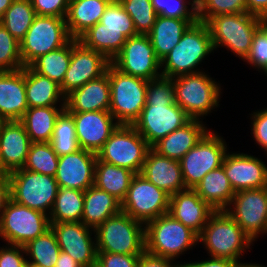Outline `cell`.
<instances>
[{
    "label": "cell",
    "instance_id": "ee69618b",
    "mask_svg": "<svg viewBox=\"0 0 267 267\" xmlns=\"http://www.w3.org/2000/svg\"><path fill=\"white\" fill-rule=\"evenodd\" d=\"M23 67L19 41L0 23V71H14Z\"/></svg>",
    "mask_w": 267,
    "mask_h": 267
},
{
    "label": "cell",
    "instance_id": "f6af8a7d",
    "mask_svg": "<svg viewBox=\"0 0 267 267\" xmlns=\"http://www.w3.org/2000/svg\"><path fill=\"white\" fill-rule=\"evenodd\" d=\"M155 12L169 18L198 19L197 0H151Z\"/></svg>",
    "mask_w": 267,
    "mask_h": 267
},
{
    "label": "cell",
    "instance_id": "e7e4bbea",
    "mask_svg": "<svg viewBox=\"0 0 267 267\" xmlns=\"http://www.w3.org/2000/svg\"><path fill=\"white\" fill-rule=\"evenodd\" d=\"M4 121L0 118V126H1V124L3 123Z\"/></svg>",
    "mask_w": 267,
    "mask_h": 267
},
{
    "label": "cell",
    "instance_id": "1f68e13d",
    "mask_svg": "<svg viewBox=\"0 0 267 267\" xmlns=\"http://www.w3.org/2000/svg\"><path fill=\"white\" fill-rule=\"evenodd\" d=\"M111 0H70L66 25L70 36L78 39L89 28L100 22Z\"/></svg>",
    "mask_w": 267,
    "mask_h": 267
},
{
    "label": "cell",
    "instance_id": "d6986e66",
    "mask_svg": "<svg viewBox=\"0 0 267 267\" xmlns=\"http://www.w3.org/2000/svg\"><path fill=\"white\" fill-rule=\"evenodd\" d=\"M61 251L68 253L83 267L96 263L95 230L83 222L50 223Z\"/></svg>",
    "mask_w": 267,
    "mask_h": 267
},
{
    "label": "cell",
    "instance_id": "9a60e30c",
    "mask_svg": "<svg viewBox=\"0 0 267 267\" xmlns=\"http://www.w3.org/2000/svg\"><path fill=\"white\" fill-rule=\"evenodd\" d=\"M225 211L255 244L267 235V186L235 192Z\"/></svg>",
    "mask_w": 267,
    "mask_h": 267
},
{
    "label": "cell",
    "instance_id": "8d00e7d4",
    "mask_svg": "<svg viewBox=\"0 0 267 267\" xmlns=\"http://www.w3.org/2000/svg\"><path fill=\"white\" fill-rule=\"evenodd\" d=\"M71 60V41L61 48L37 58L30 67L61 85Z\"/></svg>",
    "mask_w": 267,
    "mask_h": 267
},
{
    "label": "cell",
    "instance_id": "f5cc1de1",
    "mask_svg": "<svg viewBox=\"0 0 267 267\" xmlns=\"http://www.w3.org/2000/svg\"><path fill=\"white\" fill-rule=\"evenodd\" d=\"M197 260L189 262L184 260L182 267H237L240 264L237 261L226 258L206 257L205 260L203 258Z\"/></svg>",
    "mask_w": 267,
    "mask_h": 267
},
{
    "label": "cell",
    "instance_id": "4dcf8cb0",
    "mask_svg": "<svg viewBox=\"0 0 267 267\" xmlns=\"http://www.w3.org/2000/svg\"><path fill=\"white\" fill-rule=\"evenodd\" d=\"M121 212V202L95 185L84 191L82 220L86 226L96 229L105 220Z\"/></svg>",
    "mask_w": 267,
    "mask_h": 267
},
{
    "label": "cell",
    "instance_id": "6f0895ef",
    "mask_svg": "<svg viewBox=\"0 0 267 267\" xmlns=\"http://www.w3.org/2000/svg\"><path fill=\"white\" fill-rule=\"evenodd\" d=\"M14 0H0V23L5 11L11 6Z\"/></svg>",
    "mask_w": 267,
    "mask_h": 267
},
{
    "label": "cell",
    "instance_id": "9f6ffc18",
    "mask_svg": "<svg viewBox=\"0 0 267 267\" xmlns=\"http://www.w3.org/2000/svg\"><path fill=\"white\" fill-rule=\"evenodd\" d=\"M54 267H83L74 260L68 253L60 251L58 259Z\"/></svg>",
    "mask_w": 267,
    "mask_h": 267
},
{
    "label": "cell",
    "instance_id": "94428289",
    "mask_svg": "<svg viewBox=\"0 0 267 267\" xmlns=\"http://www.w3.org/2000/svg\"><path fill=\"white\" fill-rule=\"evenodd\" d=\"M21 267H31V265L28 263V262H26L23 266H21Z\"/></svg>",
    "mask_w": 267,
    "mask_h": 267
},
{
    "label": "cell",
    "instance_id": "d6a6232c",
    "mask_svg": "<svg viewBox=\"0 0 267 267\" xmlns=\"http://www.w3.org/2000/svg\"><path fill=\"white\" fill-rule=\"evenodd\" d=\"M193 190L214 211H225L235 195L222 166L207 173Z\"/></svg>",
    "mask_w": 267,
    "mask_h": 267
},
{
    "label": "cell",
    "instance_id": "ba28073f",
    "mask_svg": "<svg viewBox=\"0 0 267 267\" xmlns=\"http://www.w3.org/2000/svg\"><path fill=\"white\" fill-rule=\"evenodd\" d=\"M111 95L109 111L120 125H133L146 105L147 80L107 67Z\"/></svg>",
    "mask_w": 267,
    "mask_h": 267
},
{
    "label": "cell",
    "instance_id": "6da1fadb",
    "mask_svg": "<svg viewBox=\"0 0 267 267\" xmlns=\"http://www.w3.org/2000/svg\"><path fill=\"white\" fill-rule=\"evenodd\" d=\"M190 120L175 101L173 78L147 80L146 105L132 126L150 147Z\"/></svg>",
    "mask_w": 267,
    "mask_h": 267
},
{
    "label": "cell",
    "instance_id": "277c9868",
    "mask_svg": "<svg viewBox=\"0 0 267 267\" xmlns=\"http://www.w3.org/2000/svg\"><path fill=\"white\" fill-rule=\"evenodd\" d=\"M137 35L132 18L118 0H111L100 22L83 33L78 41L111 62L121 52L126 40Z\"/></svg>",
    "mask_w": 267,
    "mask_h": 267
},
{
    "label": "cell",
    "instance_id": "603a6c76",
    "mask_svg": "<svg viewBox=\"0 0 267 267\" xmlns=\"http://www.w3.org/2000/svg\"><path fill=\"white\" fill-rule=\"evenodd\" d=\"M31 140L20 121H4L0 126V168L8 174L23 168Z\"/></svg>",
    "mask_w": 267,
    "mask_h": 267
},
{
    "label": "cell",
    "instance_id": "5b68a950",
    "mask_svg": "<svg viewBox=\"0 0 267 267\" xmlns=\"http://www.w3.org/2000/svg\"><path fill=\"white\" fill-rule=\"evenodd\" d=\"M207 71L173 78L175 101L191 119L203 121L221 106L224 86Z\"/></svg>",
    "mask_w": 267,
    "mask_h": 267
},
{
    "label": "cell",
    "instance_id": "f1b7e54d",
    "mask_svg": "<svg viewBox=\"0 0 267 267\" xmlns=\"http://www.w3.org/2000/svg\"><path fill=\"white\" fill-rule=\"evenodd\" d=\"M198 19H177L158 15L151 31V40L156 57L161 61L180 41L186 30Z\"/></svg>",
    "mask_w": 267,
    "mask_h": 267
},
{
    "label": "cell",
    "instance_id": "44dd1931",
    "mask_svg": "<svg viewBox=\"0 0 267 267\" xmlns=\"http://www.w3.org/2000/svg\"><path fill=\"white\" fill-rule=\"evenodd\" d=\"M81 149L97 154L120 125L110 111L69 112Z\"/></svg>",
    "mask_w": 267,
    "mask_h": 267
},
{
    "label": "cell",
    "instance_id": "d4e9b609",
    "mask_svg": "<svg viewBox=\"0 0 267 267\" xmlns=\"http://www.w3.org/2000/svg\"><path fill=\"white\" fill-rule=\"evenodd\" d=\"M214 212L193 189L177 192L169 199L168 213L197 235Z\"/></svg>",
    "mask_w": 267,
    "mask_h": 267
},
{
    "label": "cell",
    "instance_id": "484cf974",
    "mask_svg": "<svg viewBox=\"0 0 267 267\" xmlns=\"http://www.w3.org/2000/svg\"><path fill=\"white\" fill-rule=\"evenodd\" d=\"M27 109L25 67L0 71V118L3 121H20Z\"/></svg>",
    "mask_w": 267,
    "mask_h": 267
},
{
    "label": "cell",
    "instance_id": "680465c9",
    "mask_svg": "<svg viewBox=\"0 0 267 267\" xmlns=\"http://www.w3.org/2000/svg\"><path fill=\"white\" fill-rule=\"evenodd\" d=\"M237 267H267V266H265V265H262V264H260V263H254V261H253V263H252V261L251 262H244V263H240Z\"/></svg>",
    "mask_w": 267,
    "mask_h": 267
},
{
    "label": "cell",
    "instance_id": "30bf717a",
    "mask_svg": "<svg viewBox=\"0 0 267 267\" xmlns=\"http://www.w3.org/2000/svg\"><path fill=\"white\" fill-rule=\"evenodd\" d=\"M6 177L10 199L49 216L59 190L55 177L22 168L11 171Z\"/></svg>",
    "mask_w": 267,
    "mask_h": 267
},
{
    "label": "cell",
    "instance_id": "60d3db41",
    "mask_svg": "<svg viewBox=\"0 0 267 267\" xmlns=\"http://www.w3.org/2000/svg\"><path fill=\"white\" fill-rule=\"evenodd\" d=\"M58 159L50 142L31 143L22 169L55 177Z\"/></svg>",
    "mask_w": 267,
    "mask_h": 267
},
{
    "label": "cell",
    "instance_id": "db71d44e",
    "mask_svg": "<svg viewBox=\"0 0 267 267\" xmlns=\"http://www.w3.org/2000/svg\"><path fill=\"white\" fill-rule=\"evenodd\" d=\"M247 12L267 20V0H246Z\"/></svg>",
    "mask_w": 267,
    "mask_h": 267
},
{
    "label": "cell",
    "instance_id": "7c38bea8",
    "mask_svg": "<svg viewBox=\"0 0 267 267\" xmlns=\"http://www.w3.org/2000/svg\"><path fill=\"white\" fill-rule=\"evenodd\" d=\"M72 39L65 18L36 15L19 42L23 66H30L40 56L63 47Z\"/></svg>",
    "mask_w": 267,
    "mask_h": 267
},
{
    "label": "cell",
    "instance_id": "c3c4849f",
    "mask_svg": "<svg viewBox=\"0 0 267 267\" xmlns=\"http://www.w3.org/2000/svg\"><path fill=\"white\" fill-rule=\"evenodd\" d=\"M36 15L66 18L70 0H30Z\"/></svg>",
    "mask_w": 267,
    "mask_h": 267
},
{
    "label": "cell",
    "instance_id": "d590c367",
    "mask_svg": "<svg viewBox=\"0 0 267 267\" xmlns=\"http://www.w3.org/2000/svg\"><path fill=\"white\" fill-rule=\"evenodd\" d=\"M84 206V191L59 188L49 214L50 223L81 222Z\"/></svg>",
    "mask_w": 267,
    "mask_h": 267
},
{
    "label": "cell",
    "instance_id": "2e32d148",
    "mask_svg": "<svg viewBox=\"0 0 267 267\" xmlns=\"http://www.w3.org/2000/svg\"><path fill=\"white\" fill-rule=\"evenodd\" d=\"M170 195L157 188L141 174H136L130 184L121 211L135 220L147 222L168 213Z\"/></svg>",
    "mask_w": 267,
    "mask_h": 267
},
{
    "label": "cell",
    "instance_id": "836d02e7",
    "mask_svg": "<svg viewBox=\"0 0 267 267\" xmlns=\"http://www.w3.org/2000/svg\"><path fill=\"white\" fill-rule=\"evenodd\" d=\"M135 175L136 173L128 168L118 167L114 164L100 161L97 158L94 185L122 202Z\"/></svg>",
    "mask_w": 267,
    "mask_h": 267
},
{
    "label": "cell",
    "instance_id": "e0dca14e",
    "mask_svg": "<svg viewBox=\"0 0 267 267\" xmlns=\"http://www.w3.org/2000/svg\"><path fill=\"white\" fill-rule=\"evenodd\" d=\"M111 63L125 74L146 80L162 76L161 61L156 57L148 35L128 38Z\"/></svg>",
    "mask_w": 267,
    "mask_h": 267
},
{
    "label": "cell",
    "instance_id": "8992f818",
    "mask_svg": "<svg viewBox=\"0 0 267 267\" xmlns=\"http://www.w3.org/2000/svg\"><path fill=\"white\" fill-rule=\"evenodd\" d=\"M198 246V235L169 213L145 224V251L183 265L182 255ZM189 251V253H187ZM178 260V261H177Z\"/></svg>",
    "mask_w": 267,
    "mask_h": 267
},
{
    "label": "cell",
    "instance_id": "7402d4cb",
    "mask_svg": "<svg viewBox=\"0 0 267 267\" xmlns=\"http://www.w3.org/2000/svg\"><path fill=\"white\" fill-rule=\"evenodd\" d=\"M97 154L79 149L60 156L55 179L59 188L86 191L94 185Z\"/></svg>",
    "mask_w": 267,
    "mask_h": 267
},
{
    "label": "cell",
    "instance_id": "ab89813d",
    "mask_svg": "<svg viewBox=\"0 0 267 267\" xmlns=\"http://www.w3.org/2000/svg\"><path fill=\"white\" fill-rule=\"evenodd\" d=\"M50 143L59 157L80 149L73 117L66 109L56 119Z\"/></svg>",
    "mask_w": 267,
    "mask_h": 267
},
{
    "label": "cell",
    "instance_id": "3957f363",
    "mask_svg": "<svg viewBox=\"0 0 267 267\" xmlns=\"http://www.w3.org/2000/svg\"><path fill=\"white\" fill-rule=\"evenodd\" d=\"M198 244V248L201 244L209 257L226 258L239 263H244V254L255 246L226 211H215L209 217L198 235Z\"/></svg>",
    "mask_w": 267,
    "mask_h": 267
},
{
    "label": "cell",
    "instance_id": "681fc988",
    "mask_svg": "<svg viewBox=\"0 0 267 267\" xmlns=\"http://www.w3.org/2000/svg\"><path fill=\"white\" fill-rule=\"evenodd\" d=\"M140 255L97 252L96 263L100 267H137Z\"/></svg>",
    "mask_w": 267,
    "mask_h": 267
},
{
    "label": "cell",
    "instance_id": "be15d7a7",
    "mask_svg": "<svg viewBox=\"0 0 267 267\" xmlns=\"http://www.w3.org/2000/svg\"><path fill=\"white\" fill-rule=\"evenodd\" d=\"M89 267H100V266L97 263H94L93 265H91Z\"/></svg>",
    "mask_w": 267,
    "mask_h": 267
},
{
    "label": "cell",
    "instance_id": "5bb4252c",
    "mask_svg": "<svg viewBox=\"0 0 267 267\" xmlns=\"http://www.w3.org/2000/svg\"><path fill=\"white\" fill-rule=\"evenodd\" d=\"M150 148L132 125H119L97 153V158L139 174Z\"/></svg>",
    "mask_w": 267,
    "mask_h": 267
},
{
    "label": "cell",
    "instance_id": "b9f144b4",
    "mask_svg": "<svg viewBox=\"0 0 267 267\" xmlns=\"http://www.w3.org/2000/svg\"><path fill=\"white\" fill-rule=\"evenodd\" d=\"M122 8L132 18L137 34L147 35L158 14L155 12L151 0H118Z\"/></svg>",
    "mask_w": 267,
    "mask_h": 267
},
{
    "label": "cell",
    "instance_id": "f35d334b",
    "mask_svg": "<svg viewBox=\"0 0 267 267\" xmlns=\"http://www.w3.org/2000/svg\"><path fill=\"white\" fill-rule=\"evenodd\" d=\"M36 16L30 0H14L5 11L1 24L17 40L21 41Z\"/></svg>",
    "mask_w": 267,
    "mask_h": 267
},
{
    "label": "cell",
    "instance_id": "9c48e42d",
    "mask_svg": "<svg viewBox=\"0 0 267 267\" xmlns=\"http://www.w3.org/2000/svg\"><path fill=\"white\" fill-rule=\"evenodd\" d=\"M97 252L141 255L145 251V224L124 212L95 229Z\"/></svg>",
    "mask_w": 267,
    "mask_h": 267
},
{
    "label": "cell",
    "instance_id": "7a4b0ae2",
    "mask_svg": "<svg viewBox=\"0 0 267 267\" xmlns=\"http://www.w3.org/2000/svg\"><path fill=\"white\" fill-rule=\"evenodd\" d=\"M213 52V53H212ZM215 53L210 31L205 22L192 24L179 43L161 60V74L174 78L204 71L202 63ZM201 68V69H200Z\"/></svg>",
    "mask_w": 267,
    "mask_h": 267
},
{
    "label": "cell",
    "instance_id": "7dc6e473",
    "mask_svg": "<svg viewBox=\"0 0 267 267\" xmlns=\"http://www.w3.org/2000/svg\"><path fill=\"white\" fill-rule=\"evenodd\" d=\"M253 111L249 113L250 118H248L251 121L250 134L255 141L254 144H257L255 146L261 148L267 158V107Z\"/></svg>",
    "mask_w": 267,
    "mask_h": 267
},
{
    "label": "cell",
    "instance_id": "4316f807",
    "mask_svg": "<svg viewBox=\"0 0 267 267\" xmlns=\"http://www.w3.org/2000/svg\"><path fill=\"white\" fill-rule=\"evenodd\" d=\"M111 88L108 74L91 80L65 97L68 112L109 111Z\"/></svg>",
    "mask_w": 267,
    "mask_h": 267
},
{
    "label": "cell",
    "instance_id": "cb8c5ba5",
    "mask_svg": "<svg viewBox=\"0 0 267 267\" xmlns=\"http://www.w3.org/2000/svg\"><path fill=\"white\" fill-rule=\"evenodd\" d=\"M139 174L170 196L186 189L180 162L162 156L152 148L148 150Z\"/></svg>",
    "mask_w": 267,
    "mask_h": 267
},
{
    "label": "cell",
    "instance_id": "ffe728a7",
    "mask_svg": "<svg viewBox=\"0 0 267 267\" xmlns=\"http://www.w3.org/2000/svg\"><path fill=\"white\" fill-rule=\"evenodd\" d=\"M222 167L234 192L267 186V164L250 152L228 151Z\"/></svg>",
    "mask_w": 267,
    "mask_h": 267
},
{
    "label": "cell",
    "instance_id": "6125c7cd",
    "mask_svg": "<svg viewBox=\"0 0 267 267\" xmlns=\"http://www.w3.org/2000/svg\"><path fill=\"white\" fill-rule=\"evenodd\" d=\"M4 175H6L2 170H1V168H0V177H2V176H4Z\"/></svg>",
    "mask_w": 267,
    "mask_h": 267
},
{
    "label": "cell",
    "instance_id": "4fadbf2b",
    "mask_svg": "<svg viewBox=\"0 0 267 267\" xmlns=\"http://www.w3.org/2000/svg\"><path fill=\"white\" fill-rule=\"evenodd\" d=\"M49 229L47 214L8 199L0 216V241L24 246Z\"/></svg>",
    "mask_w": 267,
    "mask_h": 267
},
{
    "label": "cell",
    "instance_id": "816d5d0a",
    "mask_svg": "<svg viewBox=\"0 0 267 267\" xmlns=\"http://www.w3.org/2000/svg\"><path fill=\"white\" fill-rule=\"evenodd\" d=\"M137 267H182V265L172 259L155 256L144 251L139 257Z\"/></svg>",
    "mask_w": 267,
    "mask_h": 267
},
{
    "label": "cell",
    "instance_id": "83f0119b",
    "mask_svg": "<svg viewBox=\"0 0 267 267\" xmlns=\"http://www.w3.org/2000/svg\"><path fill=\"white\" fill-rule=\"evenodd\" d=\"M207 125L205 121L191 119L151 148L162 156L179 161L211 129Z\"/></svg>",
    "mask_w": 267,
    "mask_h": 267
},
{
    "label": "cell",
    "instance_id": "ac0fdd59",
    "mask_svg": "<svg viewBox=\"0 0 267 267\" xmlns=\"http://www.w3.org/2000/svg\"><path fill=\"white\" fill-rule=\"evenodd\" d=\"M111 62L101 53L85 47L78 39L71 40V60L60 85L66 97L73 90L106 73Z\"/></svg>",
    "mask_w": 267,
    "mask_h": 267
},
{
    "label": "cell",
    "instance_id": "e575fe53",
    "mask_svg": "<svg viewBox=\"0 0 267 267\" xmlns=\"http://www.w3.org/2000/svg\"><path fill=\"white\" fill-rule=\"evenodd\" d=\"M65 106L28 108L20 122L24 125L32 143L50 142L57 117Z\"/></svg>",
    "mask_w": 267,
    "mask_h": 267
},
{
    "label": "cell",
    "instance_id": "8fae6325",
    "mask_svg": "<svg viewBox=\"0 0 267 267\" xmlns=\"http://www.w3.org/2000/svg\"><path fill=\"white\" fill-rule=\"evenodd\" d=\"M229 150L224 136L211 128L179 160L186 189H194L207 173L221 167Z\"/></svg>",
    "mask_w": 267,
    "mask_h": 267
},
{
    "label": "cell",
    "instance_id": "7bdbcfd3",
    "mask_svg": "<svg viewBox=\"0 0 267 267\" xmlns=\"http://www.w3.org/2000/svg\"><path fill=\"white\" fill-rule=\"evenodd\" d=\"M242 12H247L246 0H197V17L201 22L220 14Z\"/></svg>",
    "mask_w": 267,
    "mask_h": 267
},
{
    "label": "cell",
    "instance_id": "91938a15",
    "mask_svg": "<svg viewBox=\"0 0 267 267\" xmlns=\"http://www.w3.org/2000/svg\"><path fill=\"white\" fill-rule=\"evenodd\" d=\"M262 73L261 75H265L267 79V61L266 63L258 70V73Z\"/></svg>",
    "mask_w": 267,
    "mask_h": 267
},
{
    "label": "cell",
    "instance_id": "52a82bcc",
    "mask_svg": "<svg viewBox=\"0 0 267 267\" xmlns=\"http://www.w3.org/2000/svg\"><path fill=\"white\" fill-rule=\"evenodd\" d=\"M248 12L220 14L208 19L207 24L215 52L226 48L243 61L249 54L255 31L265 22ZM233 53V54H232Z\"/></svg>",
    "mask_w": 267,
    "mask_h": 267
},
{
    "label": "cell",
    "instance_id": "f546056e",
    "mask_svg": "<svg viewBox=\"0 0 267 267\" xmlns=\"http://www.w3.org/2000/svg\"><path fill=\"white\" fill-rule=\"evenodd\" d=\"M25 93L28 108L65 106L60 85L35 72L30 66L25 67Z\"/></svg>",
    "mask_w": 267,
    "mask_h": 267
},
{
    "label": "cell",
    "instance_id": "74e56055",
    "mask_svg": "<svg viewBox=\"0 0 267 267\" xmlns=\"http://www.w3.org/2000/svg\"><path fill=\"white\" fill-rule=\"evenodd\" d=\"M26 259L30 265L54 267L61 251L52 229L30 240L24 245Z\"/></svg>",
    "mask_w": 267,
    "mask_h": 267
},
{
    "label": "cell",
    "instance_id": "f907efd6",
    "mask_svg": "<svg viewBox=\"0 0 267 267\" xmlns=\"http://www.w3.org/2000/svg\"><path fill=\"white\" fill-rule=\"evenodd\" d=\"M4 245L0 246V267H21L27 262L24 246Z\"/></svg>",
    "mask_w": 267,
    "mask_h": 267
},
{
    "label": "cell",
    "instance_id": "11a10c76",
    "mask_svg": "<svg viewBox=\"0 0 267 267\" xmlns=\"http://www.w3.org/2000/svg\"><path fill=\"white\" fill-rule=\"evenodd\" d=\"M9 198V183L6 175H4L0 177V216Z\"/></svg>",
    "mask_w": 267,
    "mask_h": 267
},
{
    "label": "cell",
    "instance_id": "bcb514c9",
    "mask_svg": "<svg viewBox=\"0 0 267 267\" xmlns=\"http://www.w3.org/2000/svg\"><path fill=\"white\" fill-rule=\"evenodd\" d=\"M267 61V20L255 31L249 54L243 60L258 71Z\"/></svg>",
    "mask_w": 267,
    "mask_h": 267
}]
</instances>
